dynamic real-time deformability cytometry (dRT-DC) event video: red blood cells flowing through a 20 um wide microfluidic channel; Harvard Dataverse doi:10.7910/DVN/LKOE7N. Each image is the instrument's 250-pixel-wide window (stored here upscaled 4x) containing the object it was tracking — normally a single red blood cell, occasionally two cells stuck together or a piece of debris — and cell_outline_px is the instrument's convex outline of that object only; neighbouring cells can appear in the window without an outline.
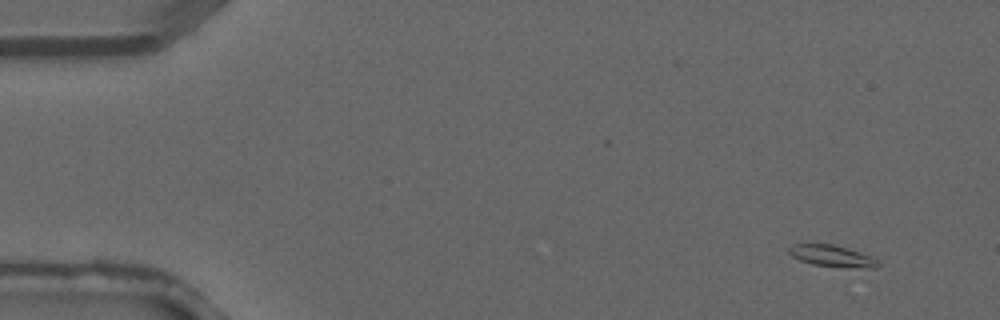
{"species": "common noctule bat (a hibernating species)", "species_latin": "Nyctalus noctula", "temperature_condition": "warm", "stored_images_in_passage": 3, "camera_frame_rate_fps": 3000, "um_per_image_px": 0.085, "animal": {"sex": "male", "forearm_length_mm": 52.5}, "frame": {"image": 1, "passage_image": 1, "time_ms": 0.0, "image_size_px": [1000, 320], "cell_outline_px": [[880, 264], [876, 268], [868, 268], [812, 264], [800, 260], [792, 256], [788, 252], [788, 248], [792, 244], [832, 244], [868, 256], [876, 260]], "centroid_in_image_um": [70.65, 21.75], "position_along_channel_um": 14.4, "area_um2": 10.64}}